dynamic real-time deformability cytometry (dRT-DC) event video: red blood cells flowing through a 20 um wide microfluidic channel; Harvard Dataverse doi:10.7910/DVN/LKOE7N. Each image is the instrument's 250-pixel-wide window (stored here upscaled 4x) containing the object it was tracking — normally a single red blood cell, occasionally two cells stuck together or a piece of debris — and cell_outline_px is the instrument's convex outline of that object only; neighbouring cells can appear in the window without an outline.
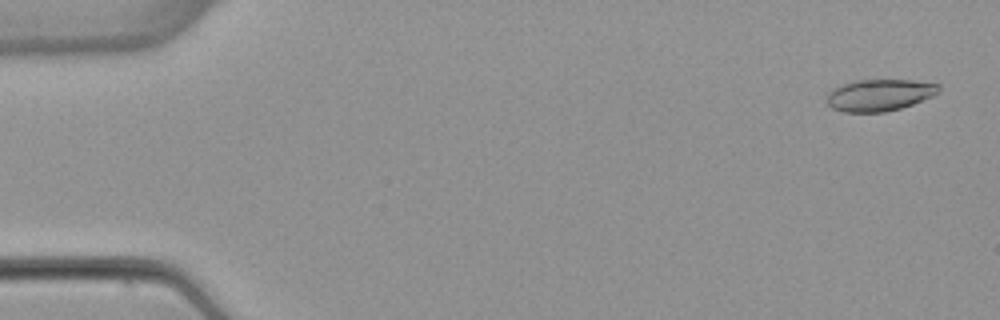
{"species": "common noctule bat (a hibernating species)", "species_latin": "Nyctalus noctula", "temperature_condition": "warm", "stored_images_in_passage": 6, "camera_frame_rate_fps": 3000, "um_per_image_px": 0.085, "animal": {"sex": "female", "body_mass_g": 22.7, "forearm_length_mm": 54.2}, "frame": {"image": 1, "passage_image": 1, "time_ms": 0.0, "image_size_px": [1000, 320], "cell_outline_px": [[940, 92], [932, 96], [912, 104], [900, 108], [884, 112], [844, 112], [832, 108], [828, 104], [828, 92], [832, 88], [856, 80], [912, 80], [940, 84]], "centroid_in_image_um": [74.76, 8.07], "position_along_channel_um": 10.2, "area_um2": 20.63}}
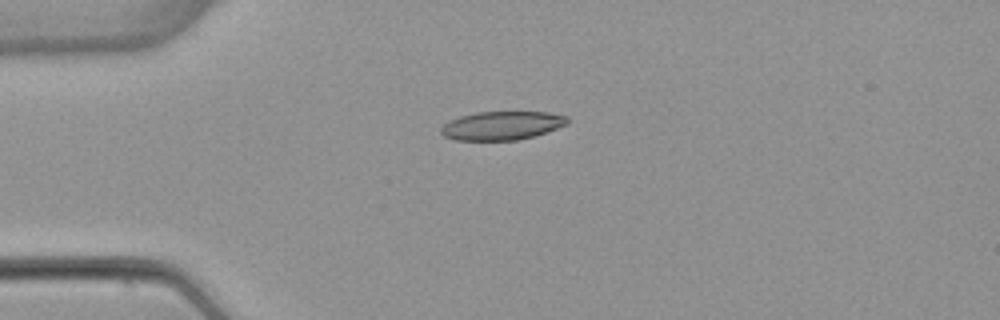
{"frame": {"image": 2, "passage_image": 4, "time_ms": 3.667, "image_size_px": [1000, 320], "cell_outline_px": [[568, 124], [532, 136], [516, 140], [456, 140], [444, 136], [440, 132], [440, 128], [444, 124], [460, 116], [476, 112], [548, 112], [568, 116]], "centroid_in_image_um": [42.65, 10.67], "position_along_channel_um": 42.4, "area_um2": 20.87}}
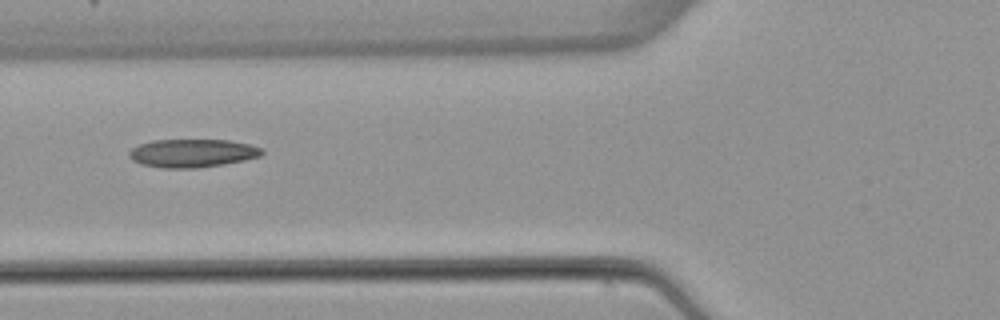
{"frame": {"image": 3, "passage_image": 6, "time_ms": 6.0, "image_size_px": [1000, 320], "cell_outline_px": [[264, 152], [260, 156], [244, 160], [224, 164], [196, 168], [164, 168], [140, 164], [132, 160], [128, 156], [128, 152], [132, 148], [140, 144], [152, 140], [228, 140], [248, 144], [260, 148]], "centroid_in_image_um": [16.31, 13.02], "position_along_channel_um": 109.5, "area_um2": 21.79}}